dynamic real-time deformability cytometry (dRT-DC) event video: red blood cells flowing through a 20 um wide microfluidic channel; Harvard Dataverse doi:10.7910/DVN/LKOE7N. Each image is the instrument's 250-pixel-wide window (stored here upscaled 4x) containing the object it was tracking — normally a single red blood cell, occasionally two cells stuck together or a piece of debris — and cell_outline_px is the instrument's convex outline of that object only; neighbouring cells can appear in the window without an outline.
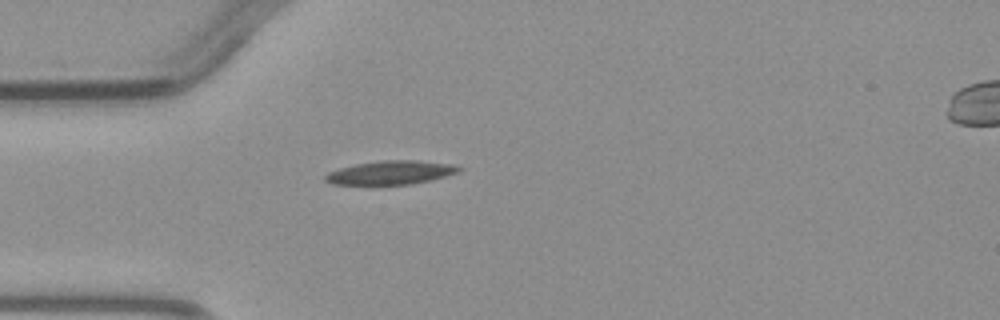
{"species": "common noctule bat (a hibernating species)", "species_latin": "Nyctalus noctula", "temperature_condition": "warm", "stored_images_in_passage": 2, "camera_frame_rate_fps": 3000, "um_per_image_px": 0.085, "animal": {"sex": "male", "body_mass_g": 23.1, "forearm_length_mm": 52.7}, "frame": {"image": 1, "passage_image": 1, "time_ms": 0.0, "image_size_px": [1000, 320], "cell_outline_px": [[464, 168], [456, 172], [432, 180], [412, 184], [372, 188], [332, 184], [324, 180], [324, 176], [328, 172], [340, 168], [356, 164], [380, 160], [416, 160], [456, 164]], "centroid_in_image_um": [33.14, 14.72], "position_along_channel_um": 51.9, "area_um2": 19.59}}